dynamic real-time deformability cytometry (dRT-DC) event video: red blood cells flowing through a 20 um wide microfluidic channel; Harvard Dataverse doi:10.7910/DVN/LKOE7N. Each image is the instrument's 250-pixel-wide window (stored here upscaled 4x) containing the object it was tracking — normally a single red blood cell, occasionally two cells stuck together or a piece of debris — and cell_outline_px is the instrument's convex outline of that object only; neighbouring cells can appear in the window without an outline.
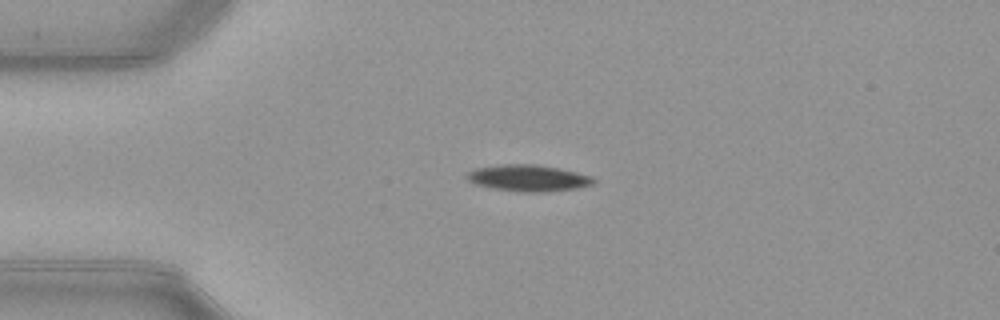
{"species": "common noctule bat (a hibernating species)", "species_latin": "Nyctalus noctula", "temperature_condition": "warm", "stored_images_in_passage": 45, "camera_frame_rate_fps": 3000, "um_per_image_px": 0.085, "animal": {"sex": "female", "body_mass_g": 21.9}, "frame": {"image": 1, "passage_image": 6, "time_ms": 1.667, "image_size_px": [1000, 320], "cell_outline_px": [[596, 180], [592, 184], [576, 188], [544, 192], [524, 192], [496, 188], [476, 184], [468, 180], [464, 176], [464, 172], [472, 168], [500, 164], [536, 164], [560, 168], [592, 176]], "centroid_in_image_um": [44.85, 15.11], "position_along_channel_um": 40.2, "area_um2": 19.65}}
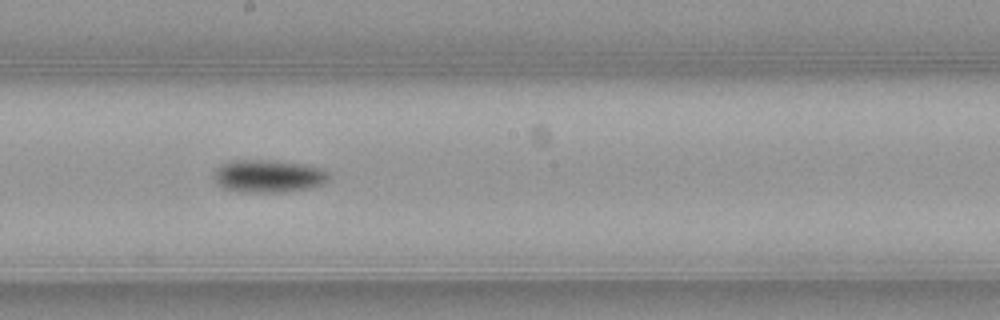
{"frame": {"image": 2, "passage_image": 22, "time_ms": 7.0, "image_size_px": [1000, 320], "cell_outline_px": [[328, 180], [324, 184], [312, 188], [284, 192], [240, 192], [224, 188], [216, 184], [212, 176], [216, 168], [220, 164], [228, 160], [276, 160], [304, 164], [324, 168], [328, 172]], "centroid_in_image_um": [22.8, 14.96], "position_along_channel_um": 225.4, "area_um2": 22.48}}
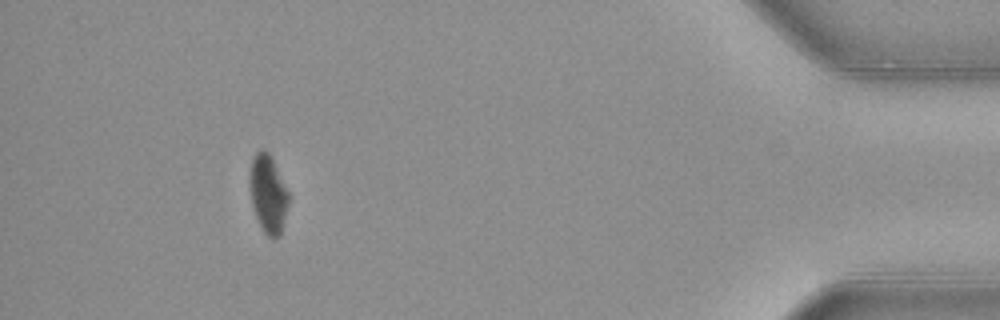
{"frame": {"image": 3, "passage_image": 41, "time_ms": 13.333, "image_size_px": [1000, 320], "cell_outline_px": [[292, 196], [280, 236], [268, 236], [264, 232], [256, 216], [252, 204], [248, 176], [252, 160], [256, 152], [268, 152]], "centroid_in_image_um": [22.82, 16.5], "position_along_channel_um": 412.4, "area_um2": 17.74}, "authors_computed_cell_mechanics": {"area_um2": 19.363, "velocity_mm_per_s": 3.9776, "shape_relaxation_time_tau1_ms": 2.9919, "shape_relaxation_time_tau2_ms": null, "deformation_change_tau1": 0.1151, "deformation_change_tau2": null}}